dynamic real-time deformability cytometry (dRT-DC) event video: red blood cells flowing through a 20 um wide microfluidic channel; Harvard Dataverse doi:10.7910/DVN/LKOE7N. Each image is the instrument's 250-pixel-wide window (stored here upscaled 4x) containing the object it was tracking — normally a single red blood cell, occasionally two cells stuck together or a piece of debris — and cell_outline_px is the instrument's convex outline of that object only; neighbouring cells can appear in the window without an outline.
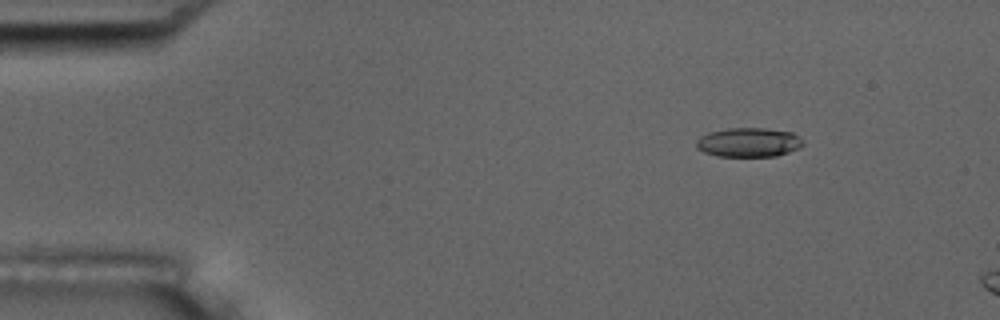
{"species": "common noctule bat (a hibernating species)", "species_latin": "Nyctalus noctula", "temperature_condition": "room temperature", "stored_images_in_passage": 11, "camera_frame_rate_fps": 3000, "um_per_image_px": 0.085, "animal": {"sex": "male", "body_mass_g": 17.5, "forearm_length_mm": 52.3}, "frame": {"image": 1, "passage_image": 5, "time_ms": 1.333, "image_size_px": [1000, 320], "cell_outline_px": [[804, 144], [800, 148], [776, 156], [716, 156], [704, 152], [696, 148], [696, 140], [700, 136], [708, 132], [728, 128], [764, 128], [792, 132], [804, 140]], "centroid_in_image_um": [63.63, 12.1], "position_along_channel_um": 21.4, "area_um2": 18.32}}